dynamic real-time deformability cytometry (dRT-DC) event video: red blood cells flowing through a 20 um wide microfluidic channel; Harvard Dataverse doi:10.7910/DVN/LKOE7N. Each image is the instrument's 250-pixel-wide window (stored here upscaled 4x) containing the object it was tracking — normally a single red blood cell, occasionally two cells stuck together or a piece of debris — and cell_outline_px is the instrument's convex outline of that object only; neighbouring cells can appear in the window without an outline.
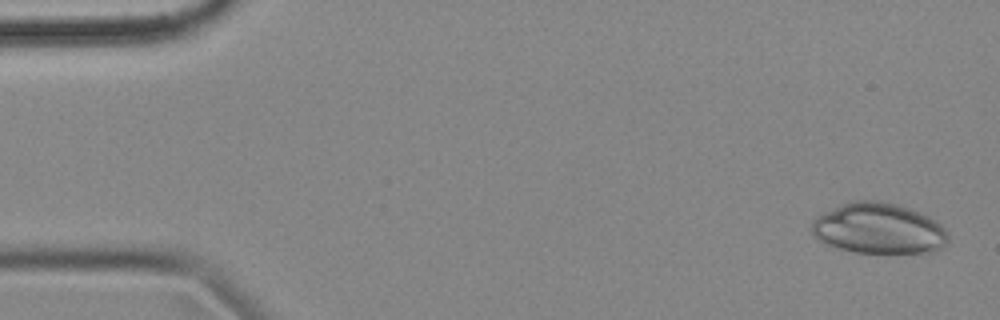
{"species": "common noctule bat (a hibernating species)", "species_latin": "Nyctalus noctula", "temperature_condition": "cold", "stored_images_in_passage": 56, "camera_frame_rate_fps": 3000, "um_per_image_px": 0.085, "animal": {"sex": "female", "body_mass_g": 18.4}, "frame": {"image": 1, "passage_image": 2, "time_ms": 0.333, "image_size_px": [1000, 320], "cell_outline_px": [[948, 240], [944, 248], [932, 252], [856, 252], [840, 248], [828, 244], [812, 236], [812, 220], [816, 216], [824, 212], [852, 200], [876, 200], [896, 204], [908, 208], [928, 216], [936, 220], [944, 228], [948, 236]], "centroid_in_image_um": [74.69, 19.41], "position_along_channel_um": 10.3, "area_um2": 40.11}}
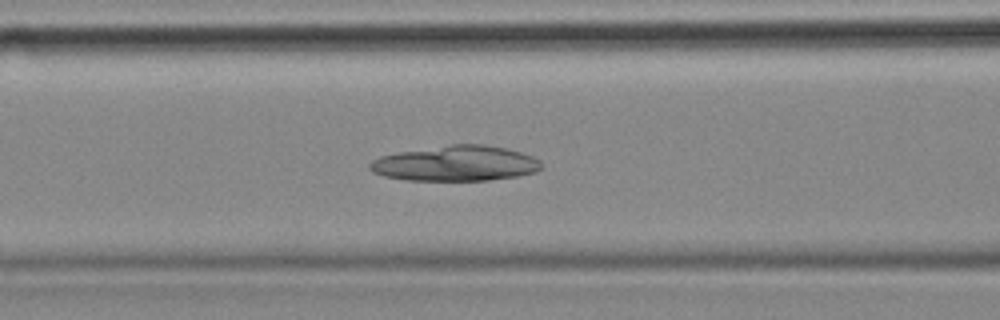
{"frame": {"image": 2, "passage_image": 22, "time_ms": 7.0, "image_size_px": [1000, 320], "cell_outline_px": [[540, 168], [536, 172], [516, 176], [488, 180], [408, 180], [384, 176], [372, 172], [368, 168], [368, 164], [372, 160], [380, 156], [400, 152], [452, 144], [484, 144], [504, 148], [520, 152], [532, 156], [540, 160]], "centroid_in_image_um": [38.71, 13.89], "position_along_channel_um": 127.9, "area_um2": 35.08}}
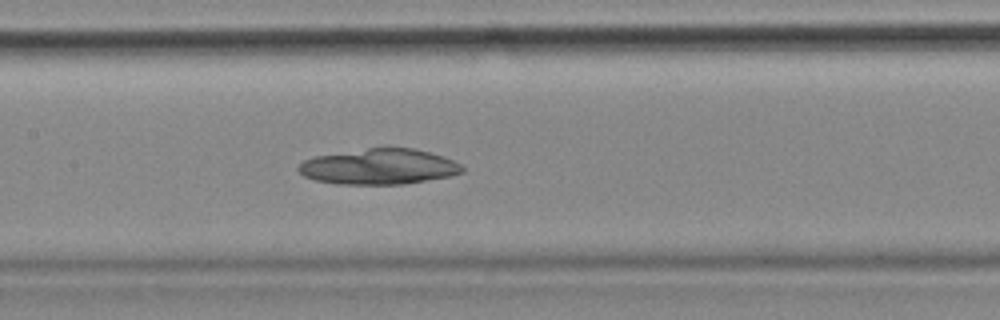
{"frame": {"image": 3, "passage_image": 26, "time_ms": 8.333, "image_size_px": [1000, 320], "cell_outline_px": [[464, 172], [448, 176], [404, 184], [340, 184], [316, 180], [304, 176], [296, 168], [304, 160], [316, 156], [384, 144], [388, 144], [412, 148], [428, 152], [452, 160], [460, 164], [464, 168]], "centroid_in_image_um": [32.2, 14.12], "position_along_channel_um": 175.2, "area_um2": 34.45}}